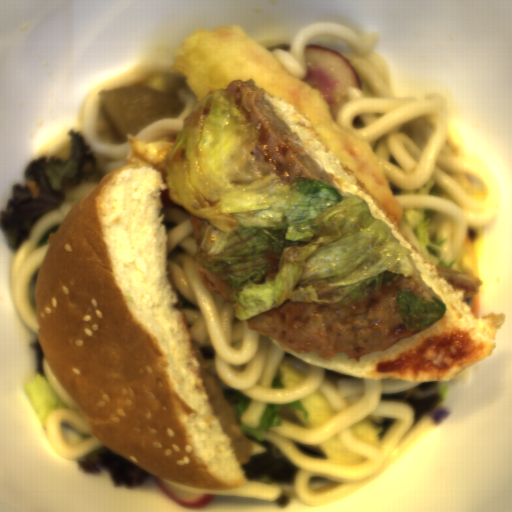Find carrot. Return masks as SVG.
Here are the masks:
<instances>
[{
    "label": "carrot",
    "mask_w": 512,
    "mask_h": 512,
    "mask_svg": "<svg viewBox=\"0 0 512 512\" xmlns=\"http://www.w3.org/2000/svg\"><path fill=\"white\" fill-rule=\"evenodd\" d=\"M303 65L305 74L301 81L319 91L335 119L348 102L351 91H358L361 86L355 66L348 58L319 42L306 45Z\"/></svg>",
    "instance_id": "b8716197"
},
{
    "label": "carrot",
    "mask_w": 512,
    "mask_h": 512,
    "mask_svg": "<svg viewBox=\"0 0 512 512\" xmlns=\"http://www.w3.org/2000/svg\"><path fill=\"white\" fill-rule=\"evenodd\" d=\"M155 479L161 490L179 506L195 508L209 504L216 494V491L183 486L158 477Z\"/></svg>",
    "instance_id": "cead05ca"
}]
</instances>
